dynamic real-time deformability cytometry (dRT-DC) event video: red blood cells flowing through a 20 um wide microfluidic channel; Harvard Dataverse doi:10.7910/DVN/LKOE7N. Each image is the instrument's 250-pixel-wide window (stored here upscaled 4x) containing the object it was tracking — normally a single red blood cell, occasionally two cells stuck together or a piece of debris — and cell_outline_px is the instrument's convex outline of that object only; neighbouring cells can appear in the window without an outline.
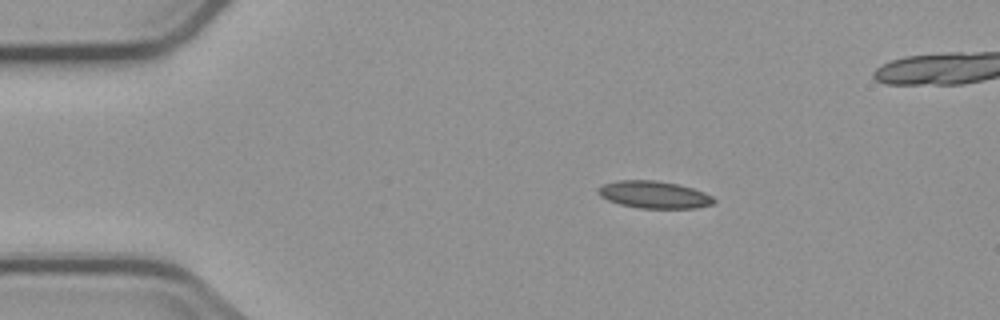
{"species": "common noctule bat (a hibernating species)", "species_latin": "Nyctalus noctula", "temperature_condition": "cold", "stored_images_in_passage": 6, "camera_frame_rate_fps": 3000, "um_per_image_px": 0.085, "animal": {"sex": "male", "body_mass_g": 23.1, "forearm_length_mm": 52.7}, "frame": {"image": 1, "passage_image": 2, "time_ms": 1.0, "image_size_px": [1000, 320], "cell_outline_px": [[716, 204], [696, 208], [640, 208], [620, 204], [608, 200], [600, 196], [596, 192], [596, 188], [604, 184], [620, 180], [656, 180], [676, 184], [692, 188], [704, 192], [712, 196], [716, 200]], "centroid_in_image_um": [55.6, 16.55], "position_along_channel_um": 29.4, "area_um2": 18.44}}
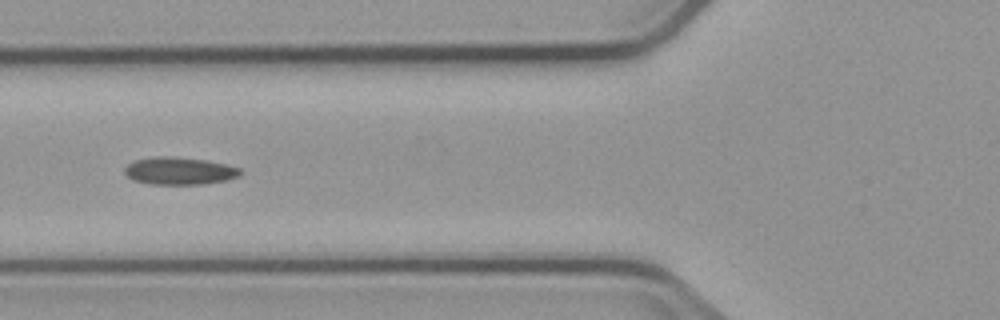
{"frame": {"image": 2, "passage_image": 5, "time_ms": 4.667, "image_size_px": [1000, 320], "cell_outline_px": [[244, 172], [240, 176], [224, 180], [200, 184], [148, 184], [132, 180], [124, 172], [124, 168], [128, 164], [136, 160], [156, 156], [172, 156], [208, 160], [240, 168]], "centroid_in_image_um": [15.24, 14.52], "position_along_channel_um": 110.6, "area_um2": 18.55}}
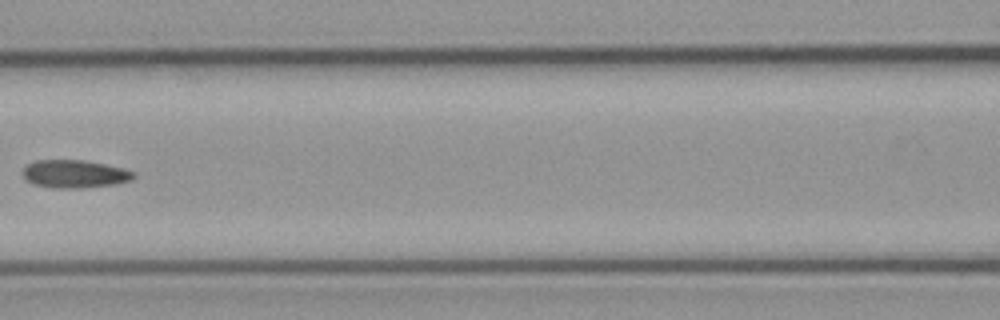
{"frame": {"image": 3, "passage_image": 6, "time_ms": 6.0, "image_size_px": [1000, 320], "cell_outline_px": [[136, 176], [132, 180], [116, 184], [80, 188], [52, 188], [32, 184], [24, 176], [24, 168], [28, 164], [36, 160], [80, 160], [104, 164], [124, 168], [136, 172]], "centroid_in_image_um": [6.39, 14.79], "position_along_channel_um": 160.2, "area_um2": 18.03}}